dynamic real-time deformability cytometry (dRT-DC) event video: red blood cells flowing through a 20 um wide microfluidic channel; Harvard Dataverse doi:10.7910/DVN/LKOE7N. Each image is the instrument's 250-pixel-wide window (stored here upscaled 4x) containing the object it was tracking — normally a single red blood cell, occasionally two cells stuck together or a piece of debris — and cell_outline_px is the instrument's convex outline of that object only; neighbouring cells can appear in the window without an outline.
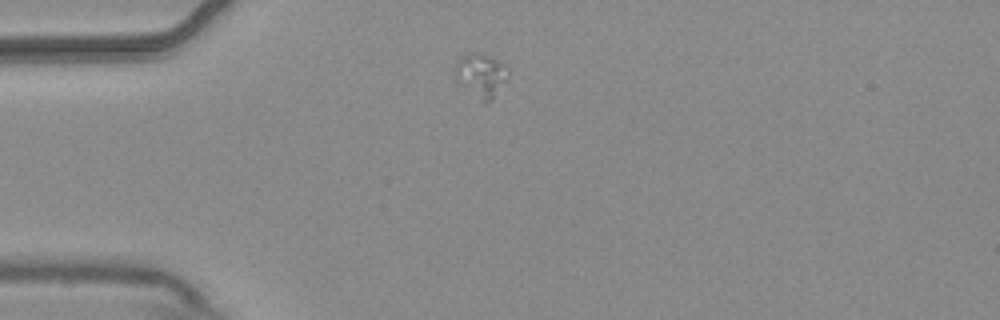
{"species": "common noctule bat (a hibernating species)", "species_latin": "Nyctalus noctula", "temperature_condition": "warm", "stored_images_in_passage": 7, "camera_frame_rate_fps": 3000, "um_per_image_px": 0.085, "animal": {"sex": "male", "body_mass_g": 20.4}, "frame": {"image": 1, "passage_image": 1, "time_ms": 0.0, "image_size_px": [1000, 320], "cell_outline_px": [[508, 76], [492, 100], [484, 104], [480, 104], [456, 72], [456, 64], [460, 56], [472, 52], [488, 56], [504, 64], [508, 68]], "centroid_in_image_um": [40.95, 6.41], "position_along_channel_um": 44.1, "area_um2": 12.83}}